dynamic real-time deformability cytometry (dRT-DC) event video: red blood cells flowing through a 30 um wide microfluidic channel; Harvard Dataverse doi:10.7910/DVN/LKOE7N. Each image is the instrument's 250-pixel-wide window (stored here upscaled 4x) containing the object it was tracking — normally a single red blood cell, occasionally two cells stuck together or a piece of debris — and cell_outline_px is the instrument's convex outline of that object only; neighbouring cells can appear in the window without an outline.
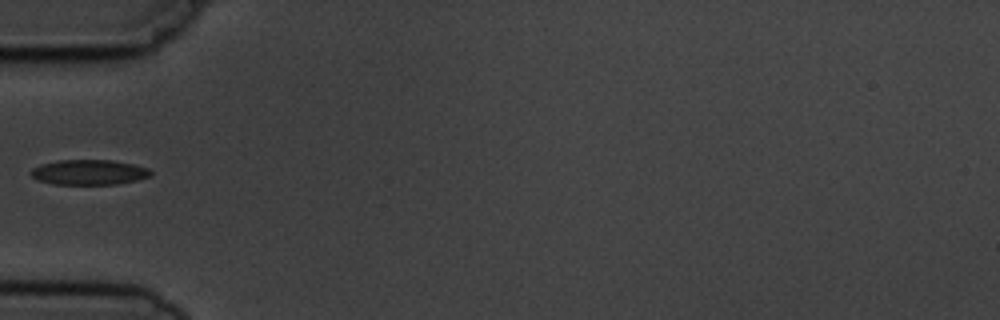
{"species": "common noctule bat (a hibernating species)", "species_latin": "Nyctalus noctula", "temperature_condition": "cold", "stored_images_in_passage": 7, "camera_frame_rate_fps": 3000, "um_per_image_px": 0.085, "animal": {"sex": "male", "body_mass_g": 19.5, "forearm_length_mm": 54.6}, "frame": {"image": 1, "passage_image": 6, "time_ms": 6.667, "image_size_px": [1000, 320], "cell_outline_px": [[152, 176], [136, 180], [116, 184], [52, 184], [36, 180], [28, 172], [32, 168], [40, 164], [56, 160], [112, 160], [132, 164], [148, 168], [152, 172]], "centroid_in_image_um": [7.52, 14.64], "position_along_channel_um": 77.5, "area_um2": 17.69}}
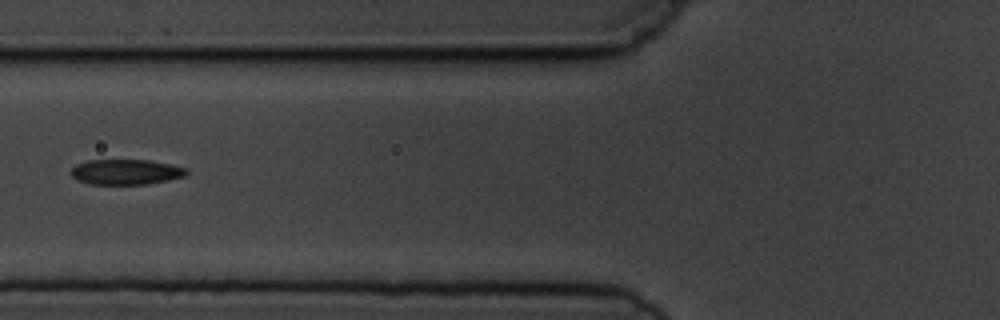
{"frame": {"image": 2, "passage_image": 7, "time_ms": 7.667, "image_size_px": [1000, 320], "cell_outline_px": [[188, 172], [184, 176], [168, 180], [148, 184], [88, 184], [76, 180], [72, 176], [72, 168], [76, 164], [88, 160], [148, 160], [188, 168]], "centroid_in_image_um": [10.69, 14.62], "position_along_channel_um": 115.1, "area_um2": 16.99}}